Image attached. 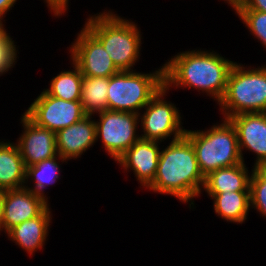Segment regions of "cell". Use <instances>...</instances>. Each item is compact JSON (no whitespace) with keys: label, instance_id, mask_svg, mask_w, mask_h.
I'll use <instances>...</instances> for the list:
<instances>
[{"label":"cell","instance_id":"cell-1","mask_svg":"<svg viewBox=\"0 0 266 266\" xmlns=\"http://www.w3.org/2000/svg\"><path fill=\"white\" fill-rule=\"evenodd\" d=\"M235 62L214 51L192 50L178 53L164 66V86L188 87L206 92L217 102L223 97L229 72Z\"/></svg>","mask_w":266,"mask_h":266},{"label":"cell","instance_id":"cell-2","mask_svg":"<svg viewBox=\"0 0 266 266\" xmlns=\"http://www.w3.org/2000/svg\"><path fill=\"white\" fill-rule=\"evenodd\" d=\"M204 182L195 149L184 135L161 150L154 180L146 189L170 194L182 202L191 201L194 205L192 199L200 196Z\"/></svg>","mask_w":266,"mask_h":266},{"label":"cell","instance_id":"cell-3","mask_svg":"<svg viewBox=\"0 0 266 266\" xmlns=\"http://www.w3.org/2000/svg\"><path fill=\"white\" fill-rule=\"evenodd\" d=\"M96 15L87 19L85 27L102 43L119 71H131L142 44L137 25L110 11Z\"/></svg>","mask_w":266,"mask_h":266},{"label":"cell","instance_id":"cell-4","mask_svg":"<svg viewBox=\"0 0 266 266\" xmlns=\"http://www.w3.org/2000/svg\"><path fill=\"white\" fill-rule=\"evenodd\" d=\"M185 136L193 145L200 172L206 177L210 172L244 162L238 144L235 126L229 119L207 131L187 130Z\"/></svg>","mask_w":266,"mask_h":266},{"label":"cell","instance_id":"cell-5","mask_svg":"<svg viewBox=\"0 0 266 266\" xmlns=\"http://www.w3.org/2000/svg\"><path fill=\"white\" fill-rule=\"evenodd\" d=\"M245 69L235 62L229 72L225 93L218 102L225 119L266 112V66Z\"/></svg>","mask_w":266,"mask_h":266},{"label":"cell","instance_id":"cell-6","mask_svg":"<svg viewBox=\"0 0 266 266\" xmlns=\"http://www.w3.org/2000/svg\"><path fill=\"white\" fill-rule=\"evenodd\" d=\"M164 86V66L153 73L119 71L109 77L108 110L141 114L150 100Z\"/></svg>","mask_w":266,"mask_h":266},{"label":"cell","instance_id":"cell-7","mask_svg":"<svg viewBox=\"0 0 266 266\" xmlns=\"http://www.w3.org/2000/svg\"><path fill=\"white\" fill-rule=\"evenodd\" d=\"M99 114L96 124V138H101L108 155L117 161L141 135H136L139 114L124 111L105 110Z\"/></svg>","mask_w":266,"mask_h":266},{"label":"cell","instance_id":"cell-8","mask_svg":"<svg viewBox=\"0 0 266 266\" xmlns=\"http://www.w3.org/2000/svg\"><path fill=\"white\" fill-rule=\"evenodd\" d=\"M166 92L167 88L163 86L144 107V114H139L144 133L141 134L142 139L162 142L163 139H170L171 135H174L173 141L185 135L186 129L181 127L179 110L174 104L164 100Z\"/></svg>","mask_w":266,"mask_h":266},{"label":"cell","instance_id":"cell-9","mask_svg":"<svg viewBox=\"0 0 266 266\" xmlns=\"http://www.w3.org/2000/svg\"><path fill=\"white\" fill-rule=\"evenodd\" d=\"M37 126L57 132L85 115L80 101H66L43 91L24 113Z\"/></svg>","mask_w":266,"mask_h":266},{"label":"cell","instance_id":"cell-10","mask_svg":"<svg viewBox=\"0 0 266 266\" xmlns=\"http://www.w3.org/2000/svg\"><path fill=\"white\" fill-rule=\"evenodd\" d=\"M71 46L72 62L83 76L110 77L119 72L102 43L85 26Z\"/></svg>","mask_w":266,"mask_h":266},{"label":"cell","instance_id":"cell-11","mask_svg":"<svg viewBox=\"0 0 266 266\" xmlns=\"http://www.w3.org/2000/svg\"><path fill=\"white\" fill-rule=\"evenodd\" d=\"M24 132L17 140L25 167H30L58 155L55 132L37 126L25 114L21 117Z\"/></svg>","mask_w":266,"mask_h":266},{"label":"cell","instance_id":"cell-12","mask_svg":"<svg viewBox=\"0 0 266 266\" xmlns=\"http://www.w3.org/2000/svg\"><path fill=\"white\" fill-rule=\"evenodd\" d=\"M49 206L48 200L27 188L5 190L1 228L7 233L26 220L39 216Z\"/></svg>","mask_w":266,"mask_h":266},{"label":"cell","instance_id":"cell-13","mask_svg":"<svg viewBox=\"0 0 266 266\" xmlns=\"http://www.w3.org/2000/svg\"><path fill=\"white\" fill-rule=\"evenodd\" d=\"M235 126L242 160L243 149L256 154L255 167H266V112L243 113L229 118Z\"/></svg>","mask_w":266,"mask_h":266},{"label":"cell","instance_id":"cell-14","mask_svg":"<svg viewBox=\"0 0 266 266\" xmlns=\"http://www.w3.org/2000/svg\"><path fill=\"white\" fill-rule=\"evenodd\" d=\"M158 141L140 138L118 160L125 170H133L141 186L148 187L154 180L161 149Z\"/></svg>","mask_w":266,"mask_h":266},{"label":"cell","instance_id":"cell-15","mask_svg":"<svg viewBox=\"0 0 266 266\" xmlns=\"http://www.w3.org/2000/svg\"><path fill=\"white\" fill-rule=\"evenodd\" d=\"M86 115L80 121L55 133L58 154L64 159H75L97 141L95 120Z\"/></svg>","mask_w":266,"mask_h":266},{"label":"cell","instance_id":"cell-16","mask_svg":"<svg viewBox=\"0 0 266 266\" xmlns=\"http://www.w3.org/2000/svg\"><path fill=\"white\" fill-rule=\"evenodd\" d=\"M49 206L37 217L24 221L11 228L7 236L27 253L33 255L42 249L48 236L49 223H51Z\"/></svg>","mask_w":266,"mask_h":266},{"label":"cell","instance_id":"cell-17","mask_svg":"<svg viewBox=\"0 0 266 266\" xmlns=\"http://www.w3.org/2000/svg\"><path fill=\"white\" fill-rule=\"evenodd\" d=\"M244 162L210 172L205 177L204 190L207 193L250 191V173Z\"/></svg>","mask_w":266,"mask_h":266},{"label":"cell","instance_id":"cell-18","mask_svg":"<svg viewBox=\"0 0 266 266\" xmlns=\"http://www.w3.org/2000/svg\"><path fill=\"white\" fill-rule=\"evenodd\" d=\"M26 167L17 144L0 142V189L24 188Z\"/></svg>","mask_w":266,"mask_h":266},{"label":"cell","instance_id":"cell-19","mask_svg":"<svg viewBox=\"0 0 266 266\" xmlns=\"http://www.w3.org/2000/svg\"><path fill=\"white\" fill-rule=\"evenodd\" d=\"M214 200V210L226 221L243 223L250 210V191L208 193Z\"/></svg>","mask_w":266,"mask_h":266},{"label":"cell","instance_id":"cell-20","mask_svg":"<svg viewBox=\"0 0 266 266\" xmlns=\"http://www.w3.org/2000/svg\"><path fill=\"white\" fill-rule=\"evenodd\" d=\"M109 77L83 76L80 102L85 115L108 110Z\"/></svg>","mask_w":266,"mask_h":266},{"label":"cell","instance_id":"cell-21","mask_svg":"<svg viewBox=\"0 0 266 266\" xmlns=\"http://www.w3.org/2000/svg\"><path fill=\"white\" fill-rule=\"evenodd\" d=\"M73 69L61 71L50 82V87L44 91L66 101H80L83 75L80 69L72 62Z\"/></svg>","mask_w":266,"mask_h":266},{"label":"cell","instance_id":"cell-22","mask_svg":"<svg viewBox=\"0 0 266 266\" xmlns=\"http://www.w3.org/2000/svg\"><path fill=\"white\" fill-rule=\"evenodd\" d=\"M57 157L58 159L62 160L61 162H67L58 154L53 158L44 160L30 167H26V181L28 182V178H31L30 180H35V183L34 188L28 187V185H25V188L32 190L34 193H37L38 195L48 199V197H46L44 194V189H46V186L48 187V185H52V183L54 184L57 182V179L59 178L58 174L60 165L56 161L58 160Z\"/></svg>","mask_w":266,"mask_h":266},{"label":"cell","instance_id":"cell-23","mask_svg":"<svg viewBox=\"0 0 266 266\" xmlns=\"http://www.w3.org/2000/svg\"><path fill=\"white\" fill-rule=\"evenodd\" d=\"M249 189L250 207L266 216V167H253Z\"/></svg>","mask_w":266,"mask_h":266},{"label":"cell","instance_id":"cell-24","mask_svg":"<svg viewBox=\"0 0 266 266\" xmlns=\"http://www.w3.org/2000/svg\"><path fill=\"white\" fill-rule=\"evenodd\" d=\"M236 14L243 21V24H246L252 35L260 40L263 47H266V12L238 10Z\"/></svg>","mask_w":266,"mask_h":266},{"label":"cell","instance_id":"cell-25","mask_svg":"<svg viewBox=\"0 0 266 266\" xmlns=\"http://www.w3.org/2000/svg\"><path fill=\"white\" fill-rule=\"evenodd\" d=\"M16 45L4 27L0 28V76L14 67L17 58Z\"/></svg>","mask_w":266,"mask_h":266},{"label":"cell","instance_id":"cell-26","mask_svg":"<svg viewBox=\"0 0 266 266\" xmlns=\"http://www.w3.org/2000/svg\"><path fill=\"white\" fill-rule=\"evenodd\" d=\"M239 10L266 12V0H244L243 6Z\"/></svg>","mask_w":266,"mask_h":266},{"label":"cell","instance_id":"cell-27","mask_svg":"<svg viewBox=\"0 0 266 266\" xmlns=\"http://www.w3.org/2000/svg\"><path fill=\"white\" fill-rule=\"evenodd\" d=\"M45 2L57 17L64 14L68 7L62 0H45Z\"/></svg>","mask_w":266,"mask_h":266},{"label":"cell","instance_id":"cell-28","mask_svg":"<svg viewBox=\"0 0 266 266\" xmlns=\"http://www.w3.org/2000/svg\"><path fill=\"white\" fill-rule=\"evenodd\" d=\"M17 0H0V26L4 27V24L2 23L3 21V17L4 15H6L5 13H7V11H9L14 4L16 3Z\"/></svg>","mask_w":266,"mask_h":266},{"label":"cell","instance_id":"cell-29","mask_svg":"<svg viewBox=\"0 0 266 266\" xmlns=\"http://www.w3.org/2000/svg\"><path fill=\"white\" fill-rule=\"evenodd\" d=\"M235 10V13L243 6L244 0H225Z\"/></svg>","mask_w":266,"mask_h":266},{"label":"cell","instance_id":"cell-30","mask_svg":"<svg viewBox=\"0 0 266 266\" xmlns=\"http://www.w3.org/2000/svg\"><path fill=\"white\" fill-rule=\"evenodd\" d=\"M4 199H5V190L0 189V224H1V218H2V213H3Z\"/></svg>","mask_w":266,"mask_h":266},{"label":"cell","instance_id":"cell-31","mask_svg":"<svg viewBox=\"0 0 266 266\" xmlns=\"http://www.w3.org/2000/svg\"><path fill=\"white\" fill-rule=\"evenodd\" d=\"M66 5H68V0H62Z\"/></svg>","mask_w":266,"mask_h":266}]
</instances>
